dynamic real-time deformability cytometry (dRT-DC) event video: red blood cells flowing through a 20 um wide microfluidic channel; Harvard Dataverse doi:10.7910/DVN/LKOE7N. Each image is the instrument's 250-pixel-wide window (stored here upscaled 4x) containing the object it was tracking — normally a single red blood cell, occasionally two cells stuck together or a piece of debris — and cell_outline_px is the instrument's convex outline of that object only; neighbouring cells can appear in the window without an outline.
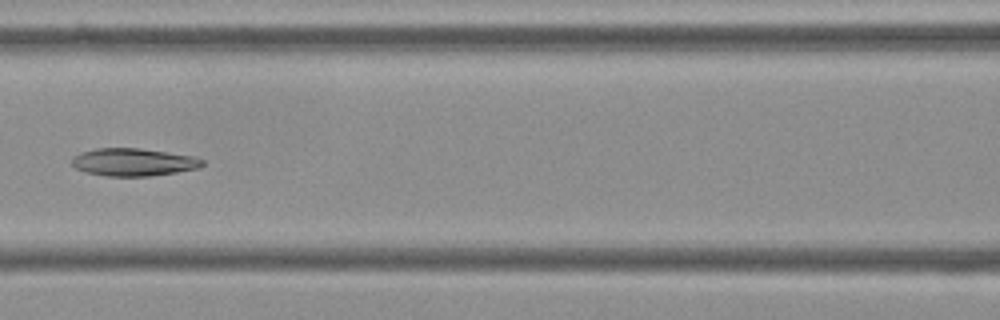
{"species": "Egyptian fruit bat (a non-hibernating species)", "species_latin": "Rousettus aegyptiacus", "temperature_condition": "cold", "stored_images_in_passage": 7, "camera_frame_rate_fps": 3000, "um_per_image_px": 0.085, "frame": {"image": 1, "passage_image": 7, "time_ms": 2.0, "image_size_px": [1000, 320], "cell_outline_px": [[204, 164], [200, 168], [176, 172], [148, 176], [108, 176], [84, 172], [76, 168], [72, 164], [72, 156], [80, 152], [96, 148], [140, 148], [196, 156], [204, 160]], "centroid_in_image_um": [11.35, 13.77], "position_along_channel_um": 155.2, "area_um2": 21.21}}